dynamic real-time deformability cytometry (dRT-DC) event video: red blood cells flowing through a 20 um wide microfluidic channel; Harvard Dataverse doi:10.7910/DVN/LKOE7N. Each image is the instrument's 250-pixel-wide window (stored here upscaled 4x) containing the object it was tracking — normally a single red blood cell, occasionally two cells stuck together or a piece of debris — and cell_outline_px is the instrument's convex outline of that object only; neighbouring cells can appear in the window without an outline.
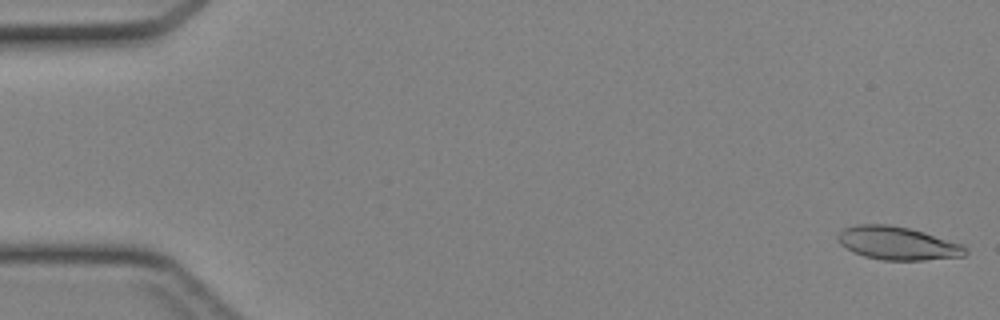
{"species": "Egyptian fruit bat (a non-hibernating species)", "species_latin": "Rousettus aegyptiacus", "temperature_condition": "cold", "stored_images_in_passage": 45, "camera_frame_rate_fps": 3000, "um_per_image_px": 0.085, "animal": {"sex": "female"}, "frame": {"image": 1, "passage_image": 1, "time_ms": 0.0, "image_size_px": [1000, 320], "cell_outline_px": [[968, 252], [964, 256], [924, 260], [884, 260], [864, 256], [852, 252], [840, 244], [836, 236], [844, 228], [856, 224], [888, 224], [908, 228], [924, 232], [964, 244], [968, 248]], "centroid_in_image_um": [76.31, 20.67], "position_along_channel_um": 8.7, "area_um2": 24.85}}
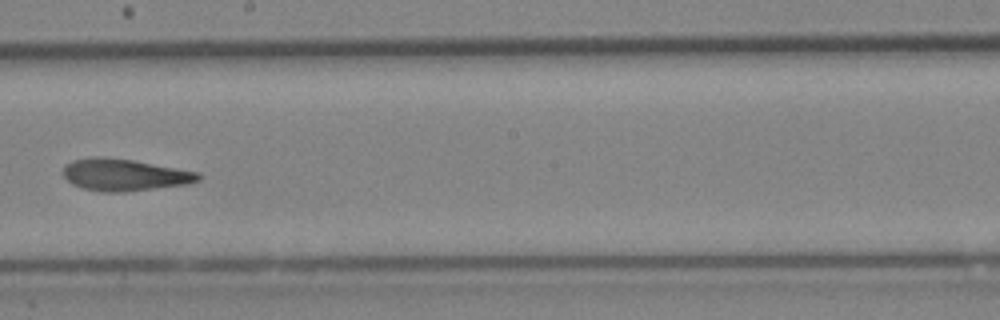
{"frame": {"image": 2, "passage_image": 26, "time_ms": 8.333, "image_size_px": [1000, 320], "cell_outline_px": [[204, 176], [200, 180], [188, 184], [124, 192], [100, 192], [84, 188], [72, 184], [60, 172], [64, 164], [72, 160], [92, 156], [104, 156], [132, 160], [200, 172]], "centroid_in_image_um": [10.56, 14.85], "position_along_channel_um": 237.6, "area_um2": 25.55}}
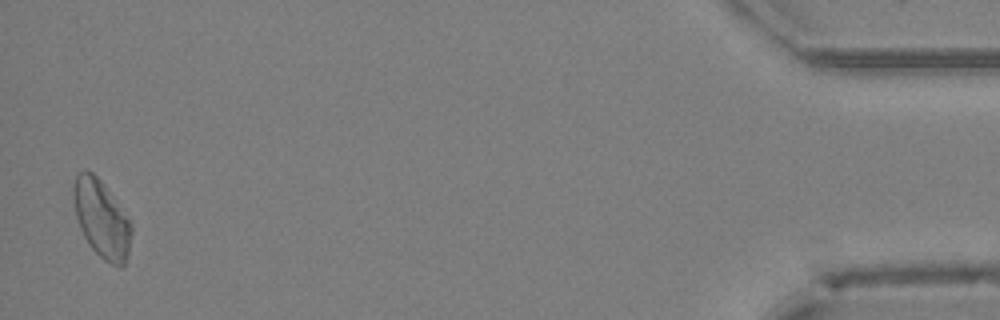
{"frame": {"image": 3, "passage_image": 44, "time_ms": 14.333, "image_size_px": [1000, 320], "cell_outline_px": [[132, 232], [128, 252], [124, 264], [120, 268], [104, 260], [88, 244], [80, 228], [76, 216], [72, 192], [72, 188], [76, 176], [80, 172], [92, 172], [100, 180], [128, 220], [132, 228]], "centroid_in_image_um": [8.6, 18.64], "position_along_channel_um": 426.6, "area_um2": 25.43}}